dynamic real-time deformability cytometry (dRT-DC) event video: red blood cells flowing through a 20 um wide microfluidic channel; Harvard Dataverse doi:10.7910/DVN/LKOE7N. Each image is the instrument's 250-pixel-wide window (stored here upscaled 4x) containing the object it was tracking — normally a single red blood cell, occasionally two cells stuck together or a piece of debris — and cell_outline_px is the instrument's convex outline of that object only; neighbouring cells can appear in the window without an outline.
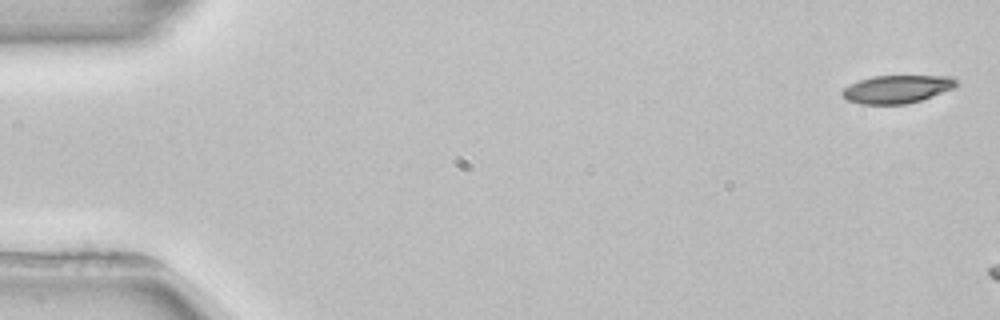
{"species": "common noctule bat (a hibernating species)", "species_latin": "Nyctalus noctula", "temperature_condition": "room temperature", "stored_images_in_passage": 3, "camera_frame_rate_fps": 3000, "um_per_image_px": 0.085, "animal": {"sex": "female", "body_mass_g": 22.7, "forearm_length_mm": 54.2}, "frame": {"image": 1, "passage_image": 1, "time_ms": 0.0, "image_size_px": [1000, 320], "cell_outline_px": [[956, 88], [908, 104], [860, 104], [848, 100], [840, 92], [844, 88], [860, 80], [872, 76], [948, 76], [956, 80]], "centroid_in_image_um": [76.25, 7.58], "position_along_channel_um": 8.7, "area_um2": 18.44}}